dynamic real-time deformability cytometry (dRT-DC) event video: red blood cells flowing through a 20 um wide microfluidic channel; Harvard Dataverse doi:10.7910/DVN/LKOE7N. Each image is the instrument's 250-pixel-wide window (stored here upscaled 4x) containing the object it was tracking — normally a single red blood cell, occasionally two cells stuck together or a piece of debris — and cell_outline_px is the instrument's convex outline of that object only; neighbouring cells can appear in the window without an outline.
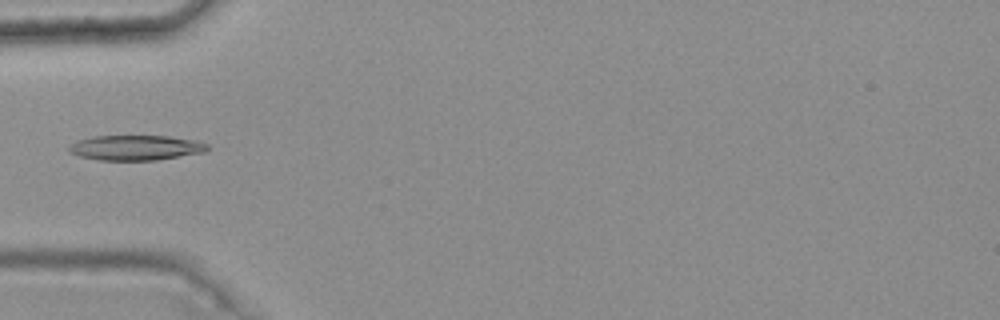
{"species": "common noctule bat (a hibernating species)", "species_latin": "Nyctalus noctula", "temperature_condition": "warm", "stored_images_in_passage": 6, "camera_frame_rate_fps": 3000, "um_per_image_px": 0.085, "animal": {"sex": "female", "body_mass_g": 25.1}, "frame": {"image": 1, "passage_image": 6, "time_ms": 1.667, "image_size_px": [1000, 320], "cell_outline_px": [[208, 148], [204, 152], [156, 160], [100, 160], [80, 156], [68, 152], [68, 148], [76, 140], [92, 136], [168, 136], [192, 140], [208, 144]], "centroid_in_image_um": [11.49, 12.55], "position_along_channel_um": 73.5, "area_um2": 20.06}}